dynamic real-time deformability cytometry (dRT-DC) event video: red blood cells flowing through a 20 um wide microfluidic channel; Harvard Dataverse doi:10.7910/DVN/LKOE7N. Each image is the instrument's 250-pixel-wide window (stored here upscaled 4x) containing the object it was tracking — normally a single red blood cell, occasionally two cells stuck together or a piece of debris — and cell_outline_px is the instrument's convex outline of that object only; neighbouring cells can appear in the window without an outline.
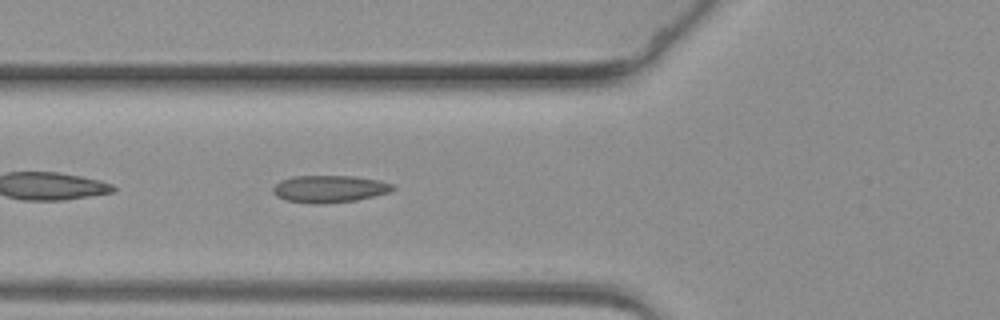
{"species": "common noctule bat (a hibernating species)", "species_latin": "Nyctalus noctula", "temperature_condition": "warm", "stored_images_in_passage": 13, "camera_frame_rate_fps": 3000, "um_per_image_px": 0.085, "animal": {"sex": "female", "body_mass_g": 19.3, "forearm_length_mm": 54.1}, "frame": {"image": 1, "passage_image": 5, "time_ms": 1.333, "image_size_px": [1000, 320], "cell_outline_px": [[396, 188], [388, 192], [356, 200], [324, 204], [312, 204], [284, 200], [276, 196], [272, 192], [272, 188], [280, 180], [292, 176], [352, 176], [380, 180], [392, 184]], "centroid_in_image_um": [27.95, 16.06], "position_along_channel_um": 97.8, "area_um2": 19.07}}
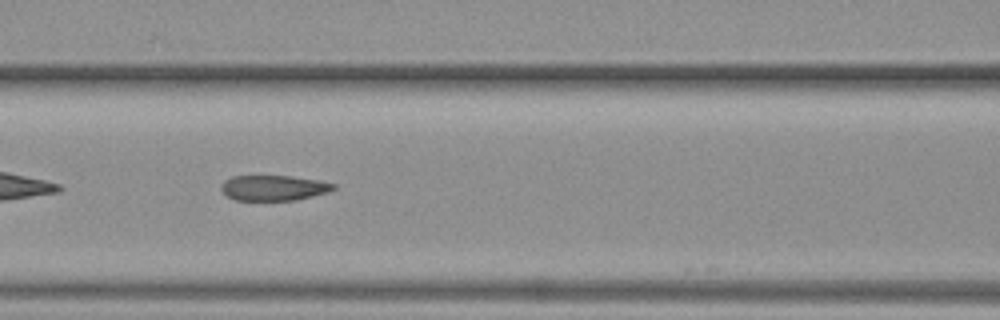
{"frame": {"image": 2, "passage_image": 9, "time_ms": 2.667, "image_size_px": [1000, 320], "cell_outline_px": [[336, 188], [328, 192], [296, 200], [236, 200], [228, 196], [220, 188], [224, 180], [232, 176], [292, 176], [320, 180], [336, 184]], "centroid_in_image_um": [23.29, 15.96], "position_along_channel_um": 143.3, "area_um2": 16.59}}